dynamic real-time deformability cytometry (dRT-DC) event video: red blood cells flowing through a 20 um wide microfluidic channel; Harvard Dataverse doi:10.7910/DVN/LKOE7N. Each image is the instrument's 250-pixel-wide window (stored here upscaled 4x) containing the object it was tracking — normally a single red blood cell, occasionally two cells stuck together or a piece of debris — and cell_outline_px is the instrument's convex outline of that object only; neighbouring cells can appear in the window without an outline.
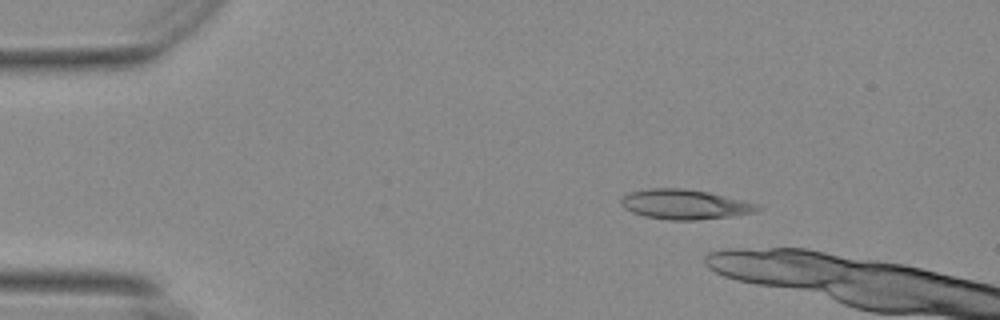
{"species": "Egyptian fruit bat (a non-hibernating species)", "species_latin": "Rousettus aegyptiacus", "temperature_condition": "warm", "stored_images_in_passage": 13, "camera_frame_rate_fps": 3000, "um_per_image_px": 0.085, "animal": {"sex": "female"}, "frame": {"image": 1, "passage_image": 8, "time_ms": 2.333, "image_size_px": [1000, 320], "cell_outline_px": [[764, 208], [756, 212], [732, 216], [696, 220], [668, 220], [644, 216], [632, 212], [624, 208], [620, 204], [620, 196], [628, 192], [648, 188], [684, 188], [708, 192], [760, 204]], "centroid_in_image_um": [58.19, 17.37], "position_along_channel_um": 26.8, "area_um2": 24.04}}